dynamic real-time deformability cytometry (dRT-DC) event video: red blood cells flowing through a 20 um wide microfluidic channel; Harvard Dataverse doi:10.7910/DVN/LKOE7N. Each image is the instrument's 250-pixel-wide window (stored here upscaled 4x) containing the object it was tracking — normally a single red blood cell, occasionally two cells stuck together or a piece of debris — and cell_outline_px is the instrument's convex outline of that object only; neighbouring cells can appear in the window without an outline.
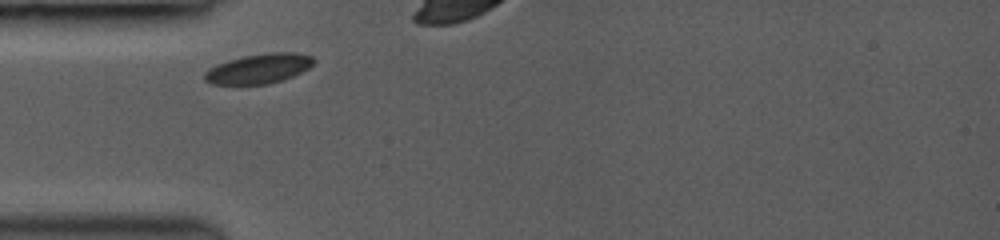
{"species": "common noctule bat (a hibernating species)", "species_latin": "Nyctalus noctula", "temperature_condition": "room temperature", "stored_images_in_passage": 3, "segment_of_instrument_passage": [1, 2], "camera_frame_rate_fps": 3000, "um_per_image_px": 0.085, "animal": {"sex": "female", "body_mass_g": 19.0, "forearm_length_mm": 53.3}, "frame": {"image": 1, "passage_image": 1, "time_ms": 0.0, "image_size_px": [1000, 240], "cell_outline_px": [[316, 60], [308, 68], [284, 80], [268, 84], [212, 84], [204, 80], [204, 72], [208, 68], [216, 64], [228, 60], [244, 56], [268, 52], [296, 52], [312, 56]], "centroid_in_image_um": [21.99, 5.83], "position_along_channel_um": 63.0, "area_um2": 19.02}}